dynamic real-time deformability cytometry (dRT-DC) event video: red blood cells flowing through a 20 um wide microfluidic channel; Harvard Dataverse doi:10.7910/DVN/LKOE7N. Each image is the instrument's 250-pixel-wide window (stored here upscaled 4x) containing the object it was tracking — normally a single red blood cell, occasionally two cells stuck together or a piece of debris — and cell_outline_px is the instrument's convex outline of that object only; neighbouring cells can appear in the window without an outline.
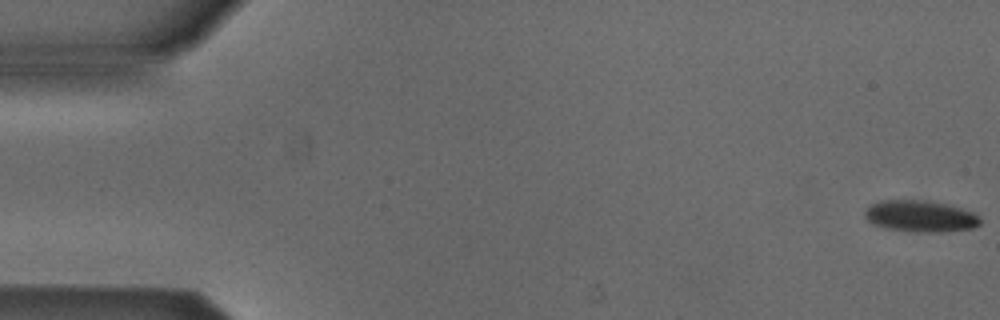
{"species": "Egyptian fruit bat (a non-hibernating species)", "species_latin": "Rousettus aegyptiacus", "temperature_condition": "cold", "stored_images_in_passage": 53, "camera_frame_rate_fps": 3000, "um_per_image_px": 0.085, "animal": {"sex": "male"}, "frame": {"image": 1, "passage_image": 1, "time_ms": 0.0, "image_size_px": [1000, 320], "cell_outline_px": [[980, 224], [972, 228], [936, 232], [908, 232], [884, 228], [872, 224], [864, 216], [864, 212], [872, 204], [880, 200], [924, 200], [944, 204], [960, 208], [972, 212], [980, 220]], "centroid_in_image_um": [78.16, 18.39], "position_along_channel_um": 6.8, "area_um2": 21.04}}
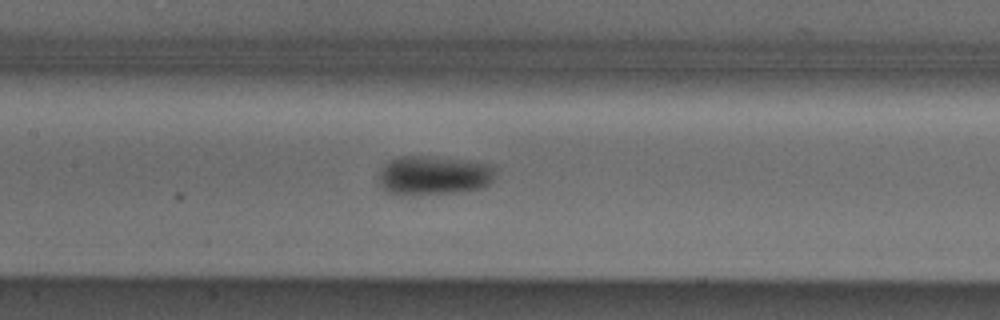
{"frame": {"image": 2, "passage_image": 25, "time_ms": 8.0, "image_size_px": [1000, 320], "cell_outline_px": [[496, 176], [492, 184], [484, 188], [456, 192], [416, 196], [404, 196], [384, 192], [376, 180], [380, 168], [388, 160], [400, 156], [432, 156], [468, 160], [492, 164], [496, 168]], "centroid_in_image_um": [36.85, 14.93], "position_along_channel_um": 170.6, "area_um2": 27.98}}
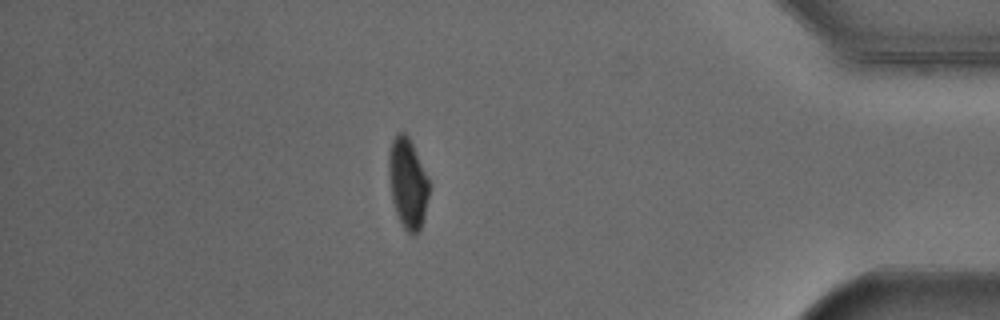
{"frame": {"image": 3, "passage_image": 46, "time_ms": 15.0, "image_size_px": [1000, 320], "cell_outline_px": [[428, 196], [424, 216], [420, 228], [416, 236], [412, 236], [404, 228], [396, 212], [392, 200], [388, 172], [388, 156], [392, 140], [400, 132], [404, 132], [408, 136], [412, 144], [428, 180]], "centroid_in_image_um": [34.63, 15.6], "position_along_channel_um": 400.6, "area_um2": 20.75}, "authors_computed_cell_mechanics": {"area_um2": 22.8888, "velocity_mm_per_s": 3.8883, "shape_relaxation_time_tau1_ms": 2.7044, "shape_relaxation_time_tau2_ms": null, "deformation_change_tau1": 0.0791, "deformation_change_tau2": null}}